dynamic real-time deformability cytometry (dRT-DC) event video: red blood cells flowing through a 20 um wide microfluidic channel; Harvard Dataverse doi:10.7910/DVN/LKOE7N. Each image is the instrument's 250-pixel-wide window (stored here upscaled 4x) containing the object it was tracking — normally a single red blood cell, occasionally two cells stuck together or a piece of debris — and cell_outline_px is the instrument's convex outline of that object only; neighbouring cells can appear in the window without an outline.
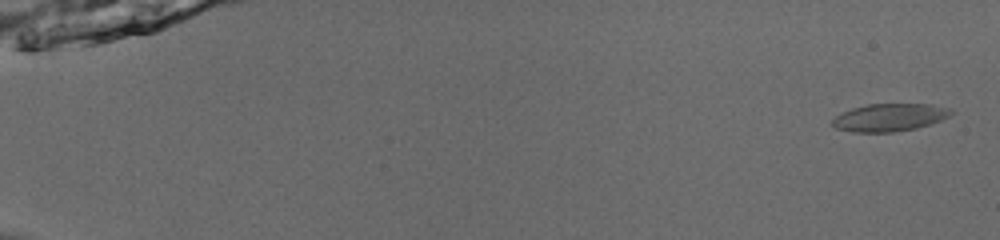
{"species": "common noctule bat (a hibernating species)", "species_latin": "Nyctalus noctula", "temperature_condition": "room temperature", "stored_images_in_passage": 54, "camera_frame_rate_fps": 3000, "um_per_image_px": 0.085, "animal": {"sex": "male", "body_mass_g": 13.0, "forearm_length_mm": 53.1}, "frame": {"image": 1, "passage_image": 2, "time_ms": 0.333, "image_size_px": [1000, 240], "cell_outline_px": [[956, 112], [940, 120], [916, 128], [892, 132], [852, 132], [836, 128], [832, 124], [832, 120], [836, 116], [852, 108], [868, 104], [932, 104], [952, 108]], "centroid_in_image_um": [75.64, 9.97], "position_along_channel_um": 9.4, "area_um2": 19.07}}
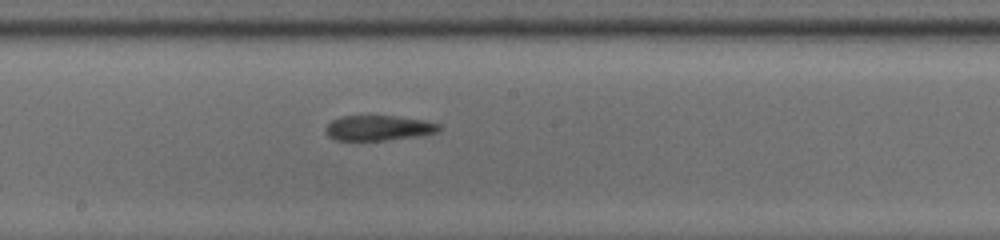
{"frame": {"image": 2, "passage_image": 32, "time_ms": 10.333, "image_size_px": [1000, 240], "cell_outline_px": [[440, 132], [424, 136], [388, 140], [336, 140], [328, 136], [324, 132], [324, 128], [332, 120], [340, 116], [396, 116], [424, 120], [440, 124]], "centroid_in_image_um": [32.2, 10.88], "position_along_channel_um": 216.0, "area_um2": 16.94}}
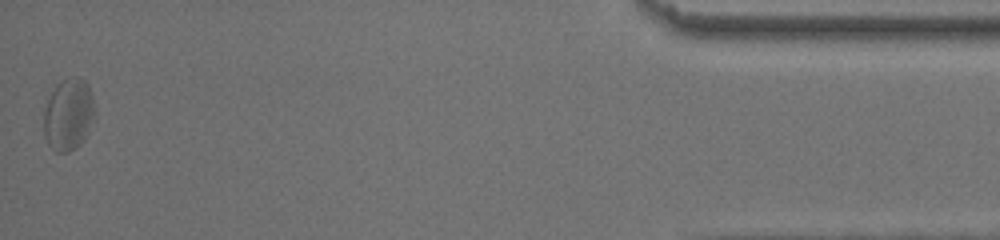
{"frame": {"image": 3, "passage_image": 54, "time_ms": 17.667, "image_size_px": [1000, 240], "cell_outline_px": [[96, 120], [84, 140], [76, 148], [68, 152], [56, 152], [48, 144], [44, 136], [44, 108], [56, 84], [64, 80], [76, 76], [84, 80], [88, 84], [92, 96], [96, 112]], "centroid_in_image_um": [5.86, 9.76], "position_along_channel_um": 429.3, "area_um2": 21.73}, "authors_computed_cell_mechanics": {"area_um2": 18.0047, "velocity_mm_per_s": 3.876, "shape_relaxation_time_tau1_ms": null, "shape_relaxation_time_tau2_ms": 6.8786, "deformation_change_tau1": null, "deformation_change_tau2": 0.1657}}